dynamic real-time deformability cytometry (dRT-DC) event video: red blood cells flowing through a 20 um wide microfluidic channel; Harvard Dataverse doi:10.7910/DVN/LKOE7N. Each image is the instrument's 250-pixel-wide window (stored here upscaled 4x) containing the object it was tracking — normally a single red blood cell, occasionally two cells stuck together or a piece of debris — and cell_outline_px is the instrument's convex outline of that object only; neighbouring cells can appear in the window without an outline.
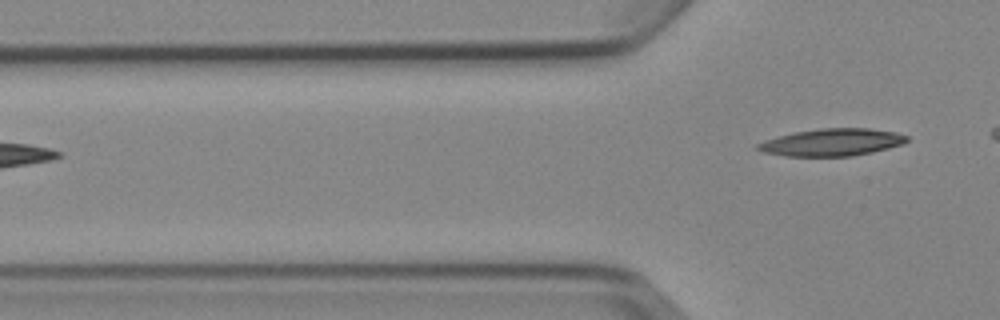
{"species": "Egyptian fruit bat (a non-hibernating species)", "species_latin": "Rousettus aegyptiacus", "temperature_condition": "cold", "stored_images_in_passage": 5, "camera_frame_rate_fps": 3000, "um_per_image_px": 0.085, "animal": {"sex": "female"}, "frame": {"image": 1, "passage_image": 5, "time_ms": 4.667, "image_size_px": [1000, 320], "cell_outline_px": [[908, 140], [904, 144], [872, 152], [852, 156], [784, 156], [764, 152], [756, 148], [756, 144], [764, 140], [792, 132], [820, 128], [868, 128], [896, 132], [908, 136]], "centroid_in_image_um": [70.71, 12.09], "position_along_channel_um": 55.1, "area_um2": 23.81}}